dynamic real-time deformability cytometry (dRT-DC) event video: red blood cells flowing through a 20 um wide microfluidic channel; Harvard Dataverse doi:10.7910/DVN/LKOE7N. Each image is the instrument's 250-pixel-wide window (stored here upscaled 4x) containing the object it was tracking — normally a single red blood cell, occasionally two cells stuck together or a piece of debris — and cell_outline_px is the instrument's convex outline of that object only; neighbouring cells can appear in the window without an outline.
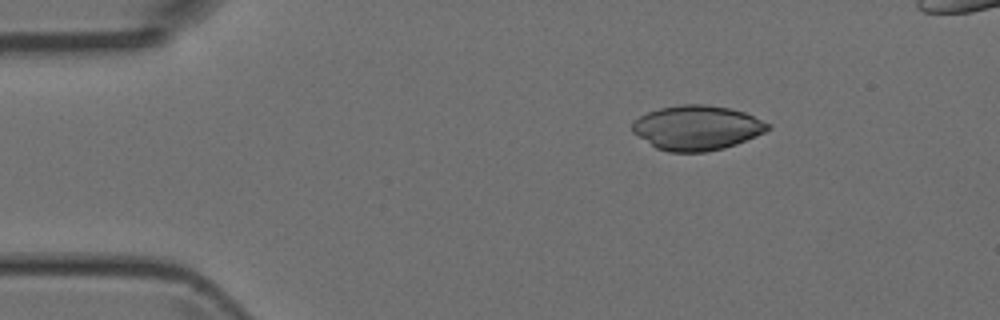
{"species": "Egyptian fruit bat (a non-hibernating species)", "species_latin": "Rousettus aegyptiacus", "temperature_condition": "room temperature", "stored_images_in_passage": 42, "camera_frame_rate_fps": 3000, "um_per_image_px": 0.085, "animal": {"sex": "female"}, "frame": {"image": 1, "passage_image": 3, "time_ms": 0.667, "image_size_px": [1000, 320], "cell_outline_px": [[772, 128], [756, 136], [736, 144], [724, 148], [704, 152], [668, 152], [656, 148], [632, 132], [632, 124], [640, 116], [648, 112], [660, 108], [680, 104], [704, 104], [728, 108], [744, 112], [772, 124]], "centroid_in_image_um": [59.25, 10.86], "position_along_channel_um": 25.7, "area_um2": 35.26}}
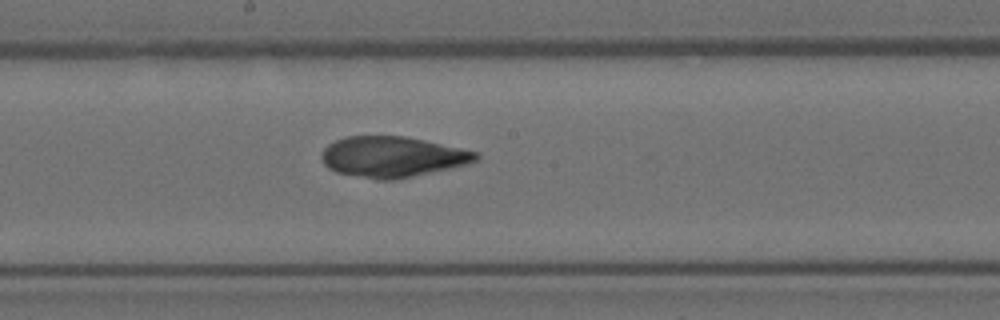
{"frame": {"image": 2, "passage_image": 21, "time_ms": 6.667, "image_size_px": [1000, 320], "cell_outline_px": [[480, 160], [468, 164], [412, 176], [392, 180], [376, 180], [336, 172], [328, 168], [324, 164], [320, 156], [324, 148], [328, 144], [344, 136], [404, 136], [480, 152]], "centroid_in_image_um": [33.35, 13.33], "position_along_channel_um": 214.9, "area_um2": 36.65}}
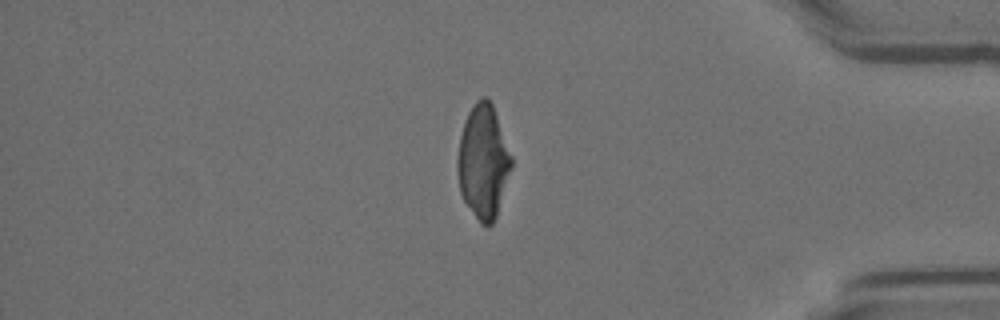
{"frame": {"image": 3, "passage_image": 36, "time_ms": 11.667, "image_size_px": [1000, 320], "cell_outline_px": [[512, 168], [496, 216], [492, 224], [480, 224], [464, 200], [460, 192], [456, 168], [456, 160], [460, 136], [468, 112], [472, 104], [480, 96], [484, 96], [492, 104], [512, 156]], "centroid_in_image_um": [41.06, 13.73], "position_along_channel_um": 394.1, "area_um2": 35.66}}